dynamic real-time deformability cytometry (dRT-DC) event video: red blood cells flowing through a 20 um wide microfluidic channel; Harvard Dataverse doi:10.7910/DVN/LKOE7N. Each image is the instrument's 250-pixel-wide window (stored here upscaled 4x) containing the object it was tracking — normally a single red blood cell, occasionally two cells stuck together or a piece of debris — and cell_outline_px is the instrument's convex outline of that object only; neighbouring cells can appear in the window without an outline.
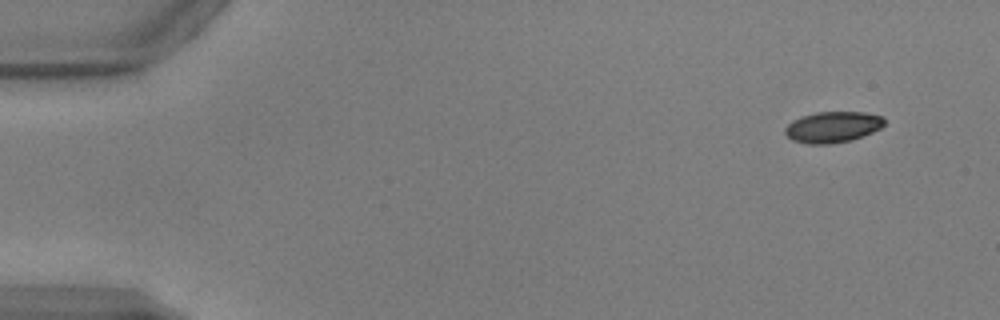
{"species": "common noctule bat (a hibernating species)", "species_latin": "Nyctalus noctula", "temperature_condition": "warm", "stored_images_in_passage": 49, "camera_frame_rate_fps": 3000, "um_per_image_px": 0.085, "animal": {"sex": "male", "body_mass_g": 17.9, "forearm_length_mm": 54.2}, "frame": {"image": 1, "passage_image": 1, "time_ms": 0.0, "image_size_px": [1000, 320], "cell_outline_px": [[884, 124], [880, 128], [872, 132], [852, 140], [828, 144], [808, 144], [792, 140], [784, 132], [784, 128], [792, 120], [800, 116], [816, 112], [864, 112], [884, 116]], "centroid_in_image_um": [70.76, 10.79], "position_along_channel_um": 14.2, "area_um2": 18.03}}
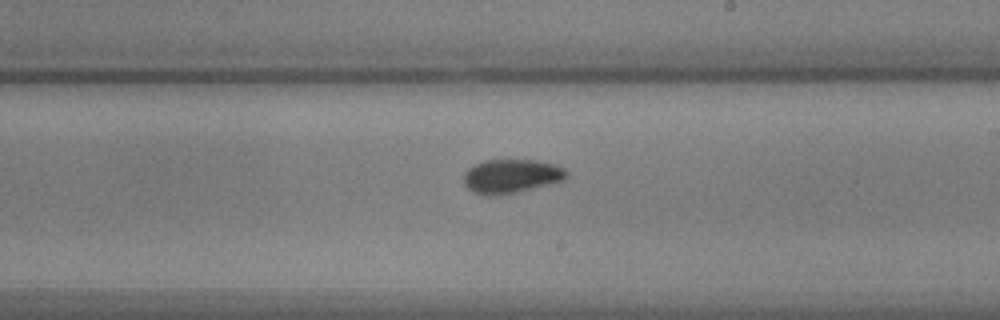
{"frame": {"image": 2, "passage_image": 28, "time_ms": 9.0, "image_size_px": [1000, 320], "cell_outline_px": [[568, 176], [564, 180], [516, 192], [496, 196], [484, 196], [468, 188], [464, 184], [464, 172], [468, 168], [484, 160], [536, 160], [556, 164], [564, 168], [568, 172]], "centroid_in_image_um": [43.46, 14.97], "position_along_channel_um": 245.5, "area_um2": 20.35}}
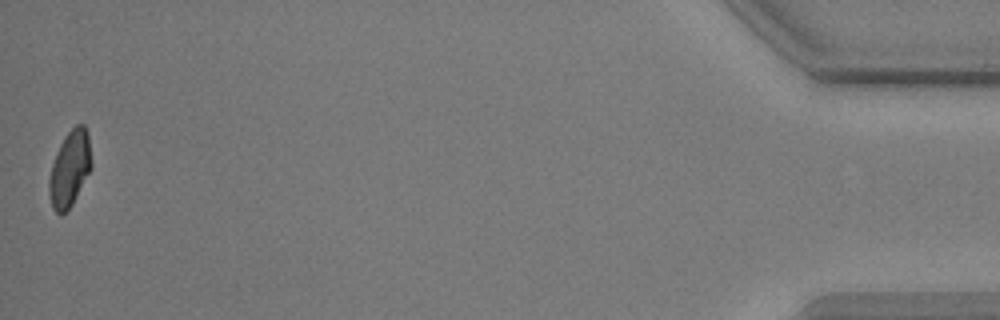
{"frame": {"image": 3, "passage_image": 49, "time_ms": 16.0, "image_size_px": [1000, 320], "cell_outline_px": [[92, 168], [72, 204], [60, 216], [52, 208], [48, 192], [48, 180], [52, 164], [56, 152], [64, 136], [76, 124], [84, 124], [88, 136], [92, 160]], "centroid_in_image_um": [5.92, 14.34], "position_along_channel_um": 429.3, "area_um2": 18.79}, "authors_computed_cell_mechanics": {"area_um2": 19.363, "velocity_mm_per_s": 3.8896, "shape_relaxation_time_tau1_ms": 2.7776, "shape_relaxation_time_tau2_ms": 3.0445, "deformation_change_tau1": 0.1205, "deformation_change_tau2": 0.0668}}